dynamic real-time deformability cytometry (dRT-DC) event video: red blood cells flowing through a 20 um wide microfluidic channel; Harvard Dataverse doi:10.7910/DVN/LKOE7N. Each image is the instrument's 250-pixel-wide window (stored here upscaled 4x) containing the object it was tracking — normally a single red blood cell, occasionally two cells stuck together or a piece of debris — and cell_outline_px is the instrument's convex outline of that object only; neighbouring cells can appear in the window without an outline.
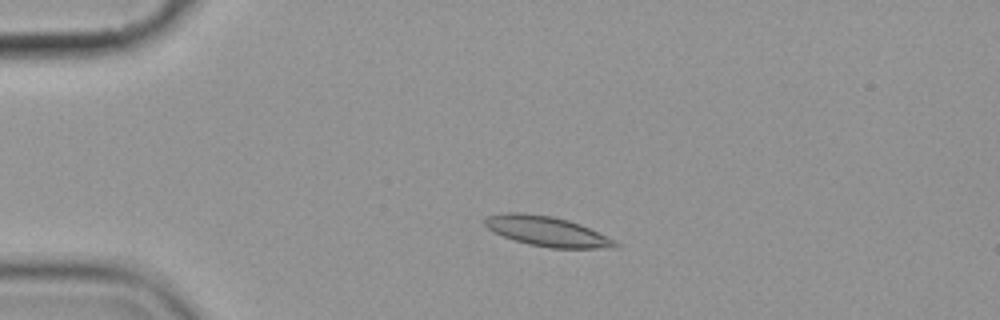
{"species": "common noctule bat (a hibernating species)", "species_latin": "Nyctalus noctula", "temperature_condition": "cold", "stored_images_in_passage": 4, "camera_frame_rate_fps": 3000, "um_per_image_px": 0.085, "animal": {"sex": "female", "body_mass_g": 19.9}, "frame": {"image": 1, "passage_image": 3, "time_ms": 2.333, "image_size_px": [1000, 320], "cell_outline_px": [[620, 248], [548, 248], [528, 244], [504, 236], [488, 228], [484, 224], [484, 220], [488, 216], [504, 212], [524, 212], [552, 216], [568, 220], [580, 224], [616, 240], [620, 244]], "centroid_in_image_um": [46.54, 19.66], "position_along_channel_um": 38.5, "area_um2": 22.77}}